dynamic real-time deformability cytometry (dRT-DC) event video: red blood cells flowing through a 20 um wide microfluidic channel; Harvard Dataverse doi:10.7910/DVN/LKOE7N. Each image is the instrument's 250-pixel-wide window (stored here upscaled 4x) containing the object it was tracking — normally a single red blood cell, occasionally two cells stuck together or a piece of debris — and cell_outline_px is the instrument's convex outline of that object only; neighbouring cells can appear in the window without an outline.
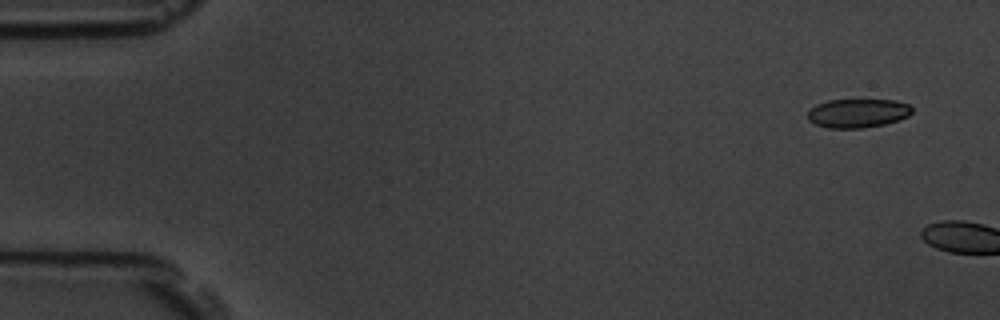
{"species": "common noctule bat (a hibernating species)", "species_latin": "Nyctalus noctula", "temperature_condition": "room temperature", "stored_images_in_passage": 2, "camera_frame_rate_fps": 3000, "um_per_image_px": 0.085, "animal": {"sex": "male", "body_mass_g": 19.5, "forearm_length_mm": 54.6}, "frame": {"image": 1, "passage_image": 1, "time_ms": 0.0, "image_size_px": [1000, 320], "cell_outline_px": [[912, 112], [908, 116], [900, 120], [884, 124], [860, 128], [828, 128], [816, 124], [808, 120], [808, 112], [816, 104], [828, 100], [896, 100], [908, 104], [912, 108]], "centroid_in_image_um": [72.92, 9.62], "position_along_channel_um": 12.1, "area_um2": 17.51}}